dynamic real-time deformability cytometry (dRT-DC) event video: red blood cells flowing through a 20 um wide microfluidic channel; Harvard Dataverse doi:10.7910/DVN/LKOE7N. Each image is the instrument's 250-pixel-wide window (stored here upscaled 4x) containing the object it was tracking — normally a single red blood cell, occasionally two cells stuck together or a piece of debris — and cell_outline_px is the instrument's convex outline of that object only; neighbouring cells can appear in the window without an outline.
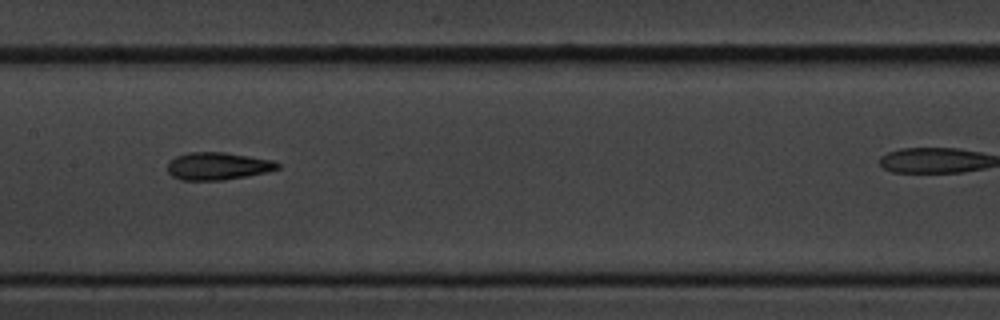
{"species": "common noctule bat (a hibernating species)", "species_latin": "Nyctalus noctula", "temperature_condition": "cold", "stored_images_in_passage": 11, "segment_of_instrument_passage": [1, 2], "camera_frame_rate_fps": 3000, "um_per_image_px": 0.085, "animal": {"sex": "male", "body_mass_g": 20.1, "forearm_length_mm": 53.5}, "frame": {"image": 1, "passage_image": 7, "time_ms": 8.0, "image_size_px": [1000, 320], "cell_outline_px": [[280, 168], [268, 172], [248, 176], [224, 180], [180, 180], [172, 176], [168, 172], [168, 160], [176, 156], [188, 152], [224, 152], [272, 160], [280, 164]], "centroid_in_image_um": [18.5, 14.12], "position_along_channel_um": 188.9, "area_um2": 17.8}}
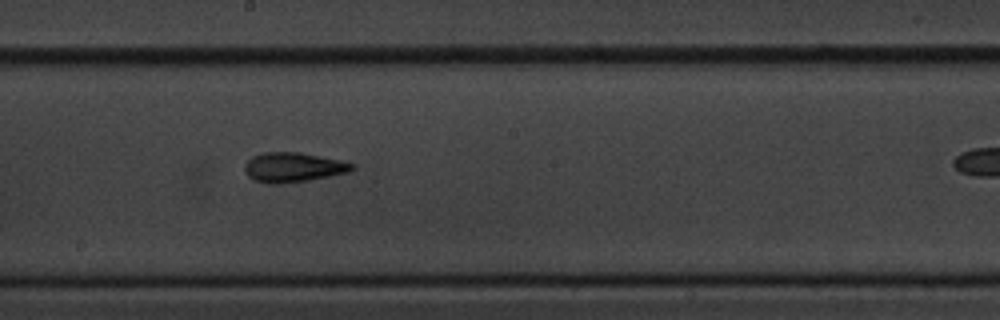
{"frame": {"image": 2, "passage_image": 8, "time_ms": 9.0, "image_size_px": [1000, 320], "cell_outline_px": [[356, 168], [348, 172], [308, 180], [280, 184], [268, 184], [256, 180], [248, 176], [244, 172], [244, 164], [252, 156], [264, 152], [300, 152], [340, 160], [356, 164]], "centroid_in_image_um": [24.91, 14.21], "position_along_channel_um": 223.3, "area_um2": 18.61}}
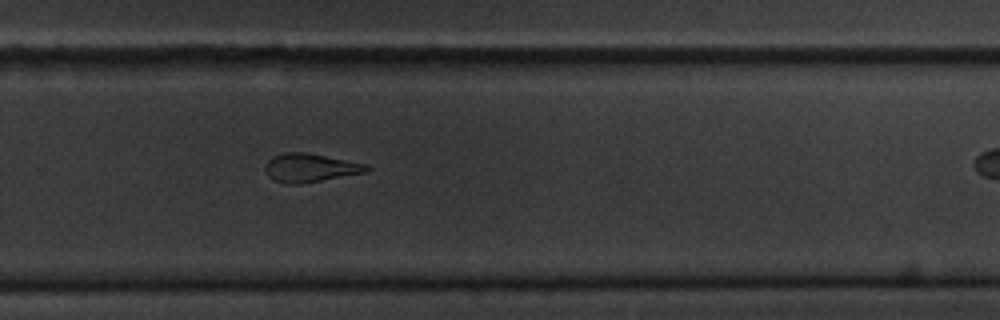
{"frame": {"image": 3, "passage_image": 10, "time_ms": 11.333, "image_size_px": [1000, 320], "cell_outline_px": [[372, 168], [368, 172], [300, 184], [284, 184], [268, 176], [264, 168], [264, 164], [272, 156], [284, 152], [308, 152], [364, 164]], "centroid_in_image_um": [26.33, 14.26], "position_along_channel_um": 303.5, "area_um2": 16.94}}